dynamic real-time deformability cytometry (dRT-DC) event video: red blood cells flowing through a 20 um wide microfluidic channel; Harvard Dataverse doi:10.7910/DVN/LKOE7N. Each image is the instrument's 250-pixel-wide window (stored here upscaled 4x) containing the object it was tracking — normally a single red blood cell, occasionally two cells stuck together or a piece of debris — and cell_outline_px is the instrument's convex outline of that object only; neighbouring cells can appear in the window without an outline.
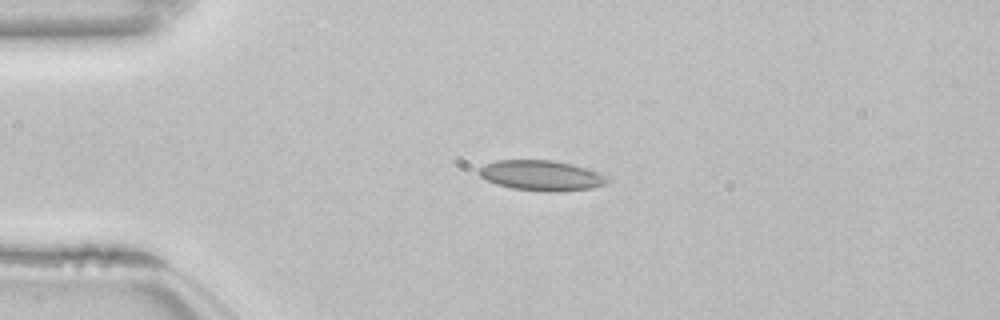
{"species": "common noctule bat (a hibernating species)", "species_latin": "Nyctalus noctula", "temperature_condition": "room temperature", "stored_images_in_passage": 42, "camera_frame_rate_fps": 3000, "um_per_image_px": 0.085, "animal": {"sex": "female", "body_mass_g": 22.7, "forearm_length_mm": 54.2}, "frame": {"image": 1, "passage_image": 1, "time_ms": 0.0, "image_size_px": [1000, 320], "cell_outline_px": [[608, 180], [604, 184], [592, 188], [560, 192], [544, 192], [512, 188], [496, 184], [480, 176], [476, 172], [484, 164], [496, 160], [552, 160], [572, 164], [600, 172], [608, 176]], "centroid_in_image_um": [46.02, 14.92], "position_along_channel_um": 39.0, "area_um2": 22.83}}
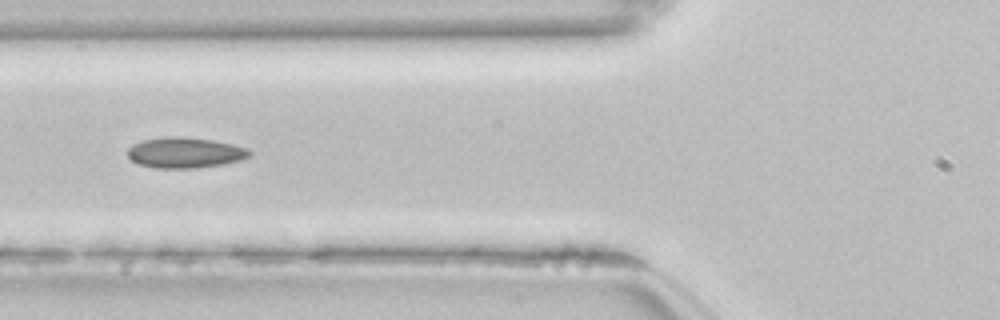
{"frame": {"image": 2, "passage_image": 9, "time_ms": 2.667, "image_size_px": [1000, 320], "cell_outline_px": [[252, 156], [240, 160], [224, 164], [196, 168], [156, 168], [140, 164], [132, 160], [128, 156], [128, 148], [132, 144], [144, 140], [176, 136], [180, 136], [212, 140], [232, 144], [248, 148], [252, 152]], "centroid_in_image_um": [15.77, 12.98], "position_along_channel_um": 110.0, "area_um2": 21.68}}
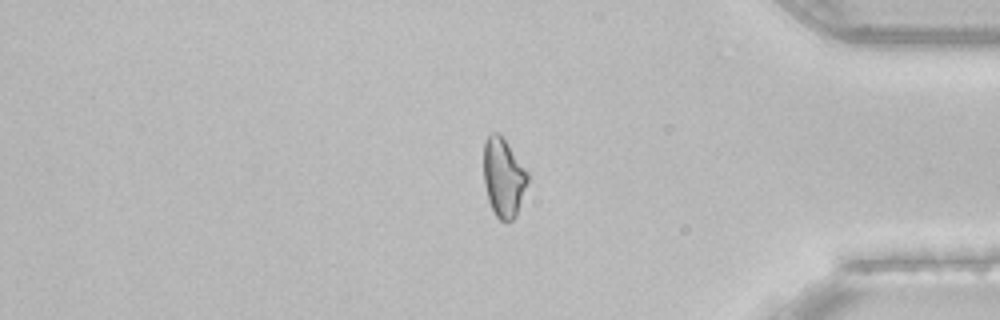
{"frame": {"image": 3, "passage_image": 33, "time_ms": 10.667, "image_size_px": [1000, 320], "cell_outline_px": [[528, 180], [516, 216], [512, 220], [504, 224], [496, 216], [488, 200], [484, 184], [484, 140], [492, 132], [500, 132], [528, 172]], "centroid_in_image_um": [42.78, 15.08], "position_along_channel_um": 392.4, "area_um2": 20.35}, "authors_computed_cell_mechanics": {"area_um2": 20.808, "velocity_mm_per_s": 3.8505, "shape_relaxation_time_tau1_ms": null, "shape_relaxation_time_tau2_ms": 2.0711, "deformation_change_tau1": null, "deformation_change_tau2": 0.0748}}